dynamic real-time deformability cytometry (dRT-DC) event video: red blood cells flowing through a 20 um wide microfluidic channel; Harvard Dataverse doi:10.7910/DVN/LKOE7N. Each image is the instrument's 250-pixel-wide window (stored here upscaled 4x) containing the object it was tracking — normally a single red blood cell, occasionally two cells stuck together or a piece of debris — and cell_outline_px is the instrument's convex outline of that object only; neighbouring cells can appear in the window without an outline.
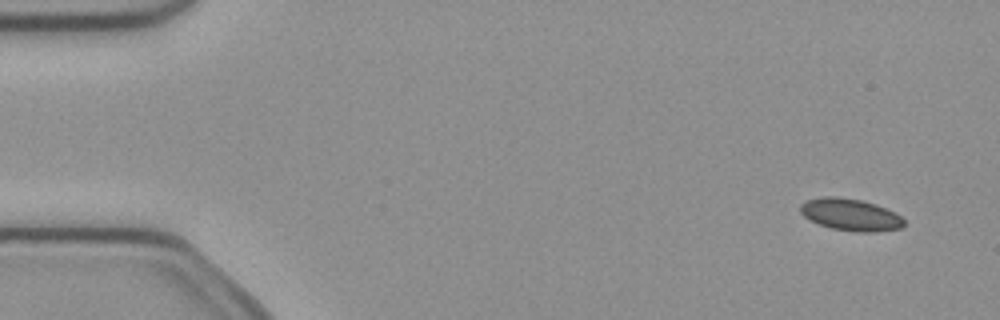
{"species": "common noctule bat (a hibernating species)", "species_latin": "Nyctalus noctula", "temperature_condition": "cold", "stored_images_in_passage": 4, "camera_frame_rate_fps": 3000, "um_per_image_px": 0.085, "animal": {"sex": "female", "body_mass_g": 21.9}, "frame": {"image": 1, "passage_image": 1, "time_ms": 0.0, "image_size_px": [1000, 320], "cell_outline_px": [[904, 224], [900, 228], [876, 232], [856, 232], [832, 228], [820, 224], [804, 216], [800, 212], [800, 204], [808, 200], [824, 196], [836, 196], [864, 200], [876, 204], [900, 216], [904, 220]], "centroid_in_image_um": [72.29, 18.24], "position_along_channel_um": 12.7, "area_um2": 19.19}}